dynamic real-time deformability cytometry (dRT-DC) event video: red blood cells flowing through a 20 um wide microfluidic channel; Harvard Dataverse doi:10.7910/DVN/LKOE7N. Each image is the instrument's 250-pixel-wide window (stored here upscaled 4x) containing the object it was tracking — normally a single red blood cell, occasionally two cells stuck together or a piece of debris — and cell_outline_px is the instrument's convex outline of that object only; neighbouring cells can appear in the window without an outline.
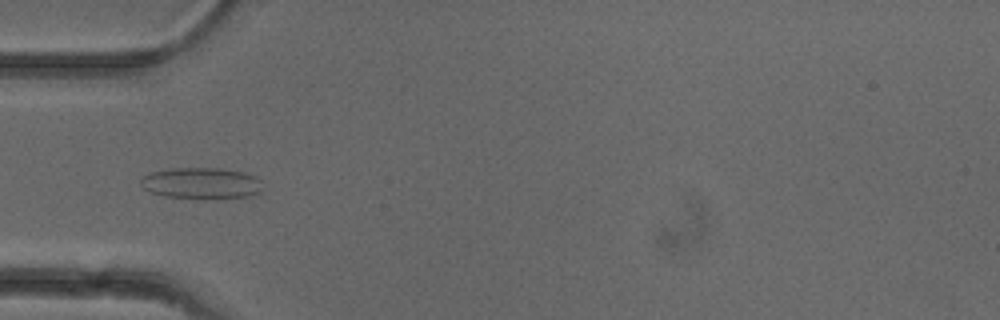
{"species": "common noctule bat (a hibernating species)", "species_latin": "Nyctalus noctula", "temperature_condition": "cold", "stored_images_in_passage": 5, "camera_frame_rate_fps": 3000, "um_per_image_px": 0.085, "animal": {"sex": "female"}, "frame": {"image": 1, "passage_image": 5, "time_ms": 4.667, "image_size_px": [1000, 320], "cell_outline_px": [[260, 192], [248, 196], [216, 200], [204, 200], [164, 196], [152, 192], [144, 188], [140, 184], [140, 180], [144, 176], [152, 172], [172, 168], [220, 168], [244, 172], [256, 176], [260, 180]], "centroid_in_image_um": [17.13, 15.6], "position_along_channel_um": 67.9, "area_um2": 22.6}}